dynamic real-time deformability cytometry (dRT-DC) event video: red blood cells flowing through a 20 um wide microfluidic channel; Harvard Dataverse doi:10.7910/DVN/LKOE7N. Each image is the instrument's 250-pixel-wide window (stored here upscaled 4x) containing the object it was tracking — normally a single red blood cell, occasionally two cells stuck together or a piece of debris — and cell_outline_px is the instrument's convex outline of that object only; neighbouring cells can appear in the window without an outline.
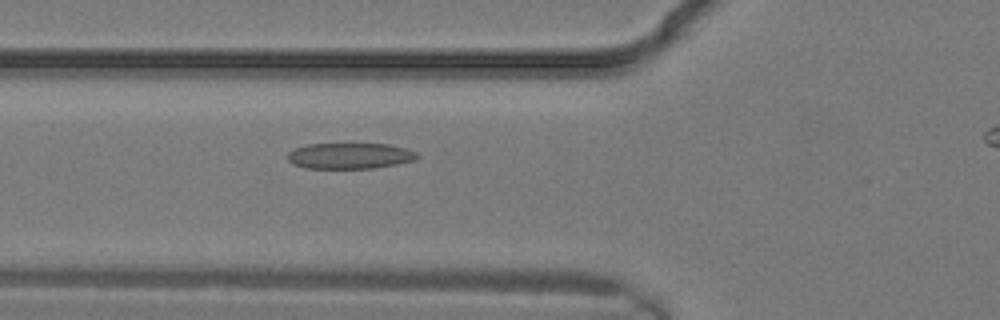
{"species": "common noctule bat (a hibernating species)", "species_latin": "Nyctalus noctula", "temperature_condition": "warm", "stored_images_in_passage": 9, "camera_frame_rate_fps": 3000, "um_per_image_px": 0.085, "animal": {"sex": "male", "body_mass_g": 19.2, "forearm_length_mm": 51.8}, "frame": {"image": 1, "passage_image": 9, "time_ms": 2.667, "image_size_px": [1000, 320], "cell_outline_px": [[420, 156], [416, 160], [396, 164], [372, 168], [304, 168], [292, 164], [288, 160], [288, 152], [296, 148], [308, 144], [388, 144], [408, 148], [416, 152]], "centroid_in_image_um": [29.76, 13.24], "position_along_channel_um": 96.0, "area_um2": 19.59}}